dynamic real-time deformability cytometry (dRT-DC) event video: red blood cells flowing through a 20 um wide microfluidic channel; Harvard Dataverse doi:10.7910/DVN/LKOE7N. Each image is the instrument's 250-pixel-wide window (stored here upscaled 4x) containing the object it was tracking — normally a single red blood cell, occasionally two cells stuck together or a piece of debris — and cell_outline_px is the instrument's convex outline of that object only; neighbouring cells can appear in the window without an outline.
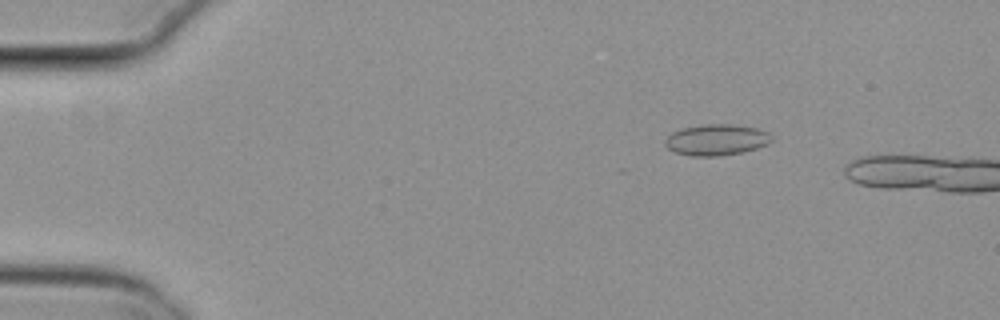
{"species": "common noctule bat (a hibernating species)", "species_latin": "Nyctalus noctula", "temperature_condition": "cold", "stored_images_in_passage": 4, "camera_frame_rate_fps": 3000, "um_per_image_px": 0.085, "animal": {"sex": "female", "body_mass_g": 29.2, "forearm_length_mm": 56.3}, "frame": {"image": 1, "passage_image": 3, "time_ms": 0.667, "image_size_px": [1000, 320], "cell_outline_px": [[772, 140], [768, 144], [756, 148], [740, 152], [720, 156], [692, 156], [676, 152], [668, 148], [664, 144], [664, 140], [672, 132], [684, 128], [704, 124], [732, 124], [756, 128], [768, 132], [772, 136]], "centroid_in_image_um": [60.9, 11.88], "position_along_channel_um": 24.1, "area_um2": 19.19}}